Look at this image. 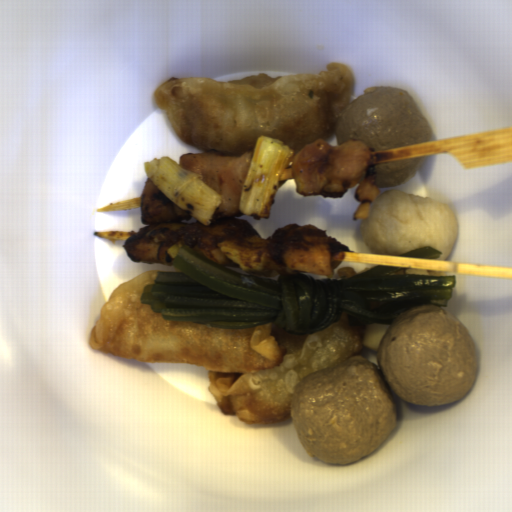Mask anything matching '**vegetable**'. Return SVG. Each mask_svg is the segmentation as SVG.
Returning <instances> with one entry per match:
<instances>
[{
  "instance_id": "1",
  "label": "vegetable",
  "mask_w": 512,
  "mask_h": 512,
  "mask_svg": "<svg viewBox=\"0 0 512 512\" xmlns=\"http://www.w3.org/2000/svg\"><path fill=\"white\" fill-rule=\"evenodd\" d=\"M294 154L295 148L275 138H257L239 199L242 215L268 219L276 192L291 170Z\"/></svg>"
},
{
  "instance_id": "2",
  "label": "vegetable",
  "mask_w": 512,
  "mask_h": 512,
  "mask_svg": "<svg viewBox=\"0 0 512 512\" xmlns=\"http://www.w3.org/2000/svg\"><path fill=\"white\" fill-rule=\"evenodd\" d=\"M144 172L147 179L151 178L158 189L190 217L205 226L212 223L222 199L197 174L164 156L145 162Z\"/></svg>"
},
{
  "instance_id": "3",
  "label": "vegetable",
  "mask_w": 512,
  "mask_h": 512,
  "mask_svg": "<svg viewBox=\"0 0 512 512\" xmlns=\"http://www.w3.org/2000/svg\"><path fill=\"white\" fill-rule=\"evenodd\" d=\"M224 257L235 263L244 274L276 280V272L268 251V239L255 236L232 238L217 242Z\"/></svg>"
},
{
  "instance_id": "4",
  "label": "vegetable",
  "mask_w": 512,
  "mask_h": 512,
  "mask_svg": "<svg viewBox=\"0 0 512 512\" xmlns=\"http://www.w3.org/2000/svg\"><path fill=\"white\" fill-rule=\"evenodd\" d=\"M196 230L197 226H189L185 231L184 235L169 246L166 253L171 260L173 257H175L176 251L183 245H187L196 252H198L199 254H201L197 243Z\"/></svg>"
}]
</instances>
